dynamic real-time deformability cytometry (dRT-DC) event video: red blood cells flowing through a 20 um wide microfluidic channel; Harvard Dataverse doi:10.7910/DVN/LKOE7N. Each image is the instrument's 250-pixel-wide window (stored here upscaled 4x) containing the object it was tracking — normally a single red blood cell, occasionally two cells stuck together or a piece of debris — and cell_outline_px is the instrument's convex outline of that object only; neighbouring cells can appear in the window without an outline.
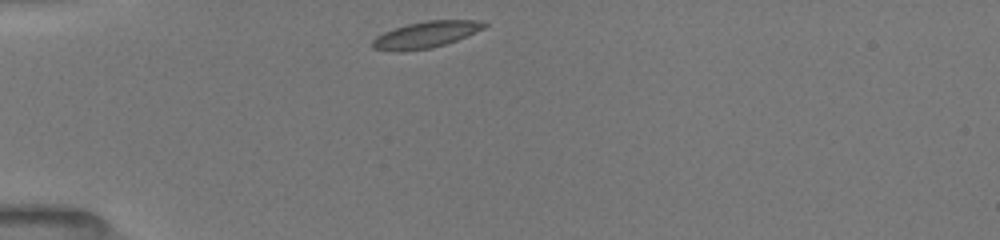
{"species": "common noctule bat (a hibernating species)", "species_latin": "Nyctalus noctula", "temperature_condition": "room temperature", "stored_images_in_passage": 38, "camera_frame_rate_fps": 3000, "um_per_image_px": 0.085, "animal": {"sex": "female", "body_mass_g": 19.5, "forearm_length_mm": 54.1}, "frame": {"image": 1, "passage_image": 1, "time_ms": 0.0, "image_size_px": [1000, 240], "cell_outline_px": [[488, 24], [484, 28], [456, 40], [432, 48], [400, 52], [396, 52], [372, 48], [372, 40], [376, 36], [384, 32], [408, 24], [428, 20], [476, 20]], "centroid_in_image_um": [36.15, 2.96], "position_along_channel_um": 48.8, "area_um2": 17.05}}
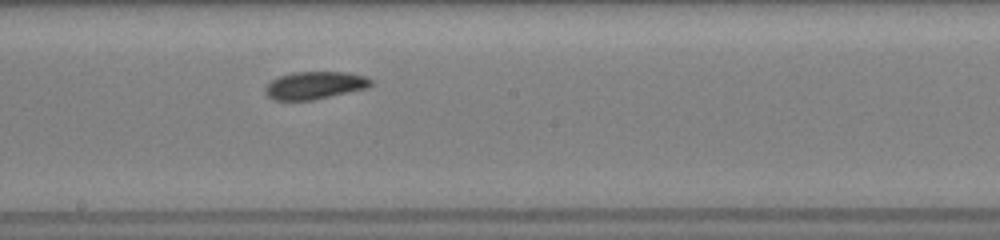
{"frame": {"image": 2, "passage_image": 16, "time_ms": 5.0, "image_size_px": [1000, 240], "cell_outline_px": [[372, 84], [368, 88], [316, 100], [272, 100], [264, 92], [264, 88], [272, 80], [280, 76], [292, 72], [348, 72], [364, 76], [372, 80]], "centroid_in_image_um": [26.76, 7.26], "position_along_channel_um": 221.4, "area_um2": 17.17}}
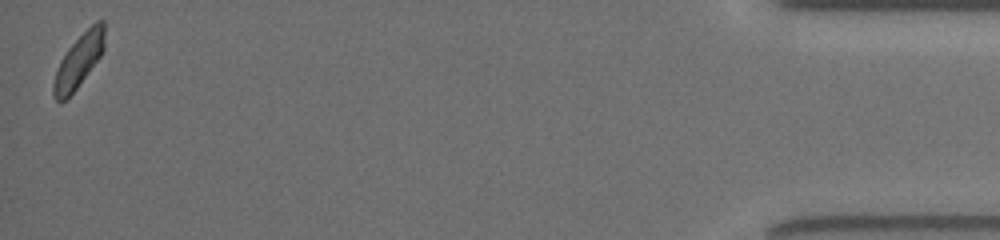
{"frame": {"image": 3, "passage_image": 38, "time_ms": 12.333, "image_size_px": [1000, 240], "cell_outline_px": [[104, 48], [100, 56], [76, 88], [60, 104], [56, 100], [52, 92], [52, 84], [60, 60], [68, 48], [96, 20], [104, 20]], "centroid_in_image_um": [6.67, 5.17], "position_along_channel_um": 428.5, "area_um2": 15.49}, "authors_computed_cell_mechanics": {"area_um2": 16.9065, "velocity_mm_per_s": 3.9346, "shape_relaxation_time_tau1_ms": 2.4751, "shape_relaxation_time_tau2_ms": 2.3753, "deformation_change_tau1": 0.0826, "deformation_change_tau2": 0.0705}}